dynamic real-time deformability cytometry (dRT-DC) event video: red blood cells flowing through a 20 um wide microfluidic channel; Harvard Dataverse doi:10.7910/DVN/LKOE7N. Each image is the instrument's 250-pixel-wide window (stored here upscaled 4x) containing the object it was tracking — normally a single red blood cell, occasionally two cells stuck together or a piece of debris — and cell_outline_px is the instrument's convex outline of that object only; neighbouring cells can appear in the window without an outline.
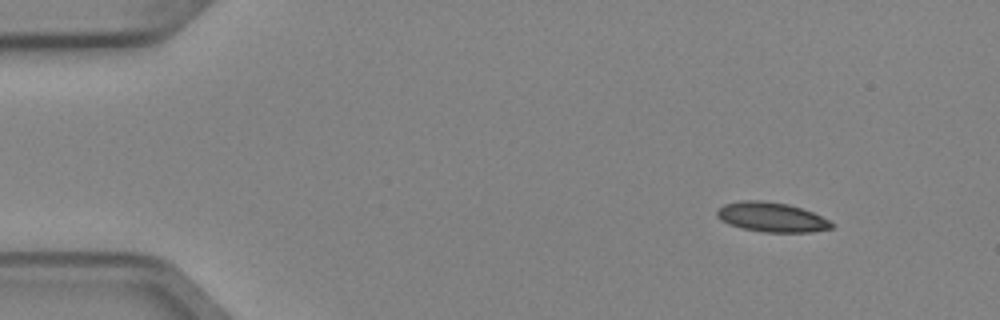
{"species": "Egyptian fruit bat (a non-hibernating species)", "species_latin": "Rousettus aegyptiacus", "temperature_condition": "cold", "stored_images_in_passage": 3, "camera_frame_rate_fps": 3000, "um_per_image_px": 0.085, "animal": {"sex": "female"}, "frame": {"image": 1, "passage_image": 1, "time_ms": 0.0, "image_size_px": [1000, 320], "cell_outline_px": [[836, 224], [832, 228], [812, 232], [764, 232], [740, 228], [728, 224], [720, 220], [716, 216], [716, 212], [724, 204], [740, 200], [764, 200], [788, 204], [812, 212]], "centroid_in_image_um": [65.56, 18.46], "position_along_channel_um": 19.4, "area_um2": 19.88}}